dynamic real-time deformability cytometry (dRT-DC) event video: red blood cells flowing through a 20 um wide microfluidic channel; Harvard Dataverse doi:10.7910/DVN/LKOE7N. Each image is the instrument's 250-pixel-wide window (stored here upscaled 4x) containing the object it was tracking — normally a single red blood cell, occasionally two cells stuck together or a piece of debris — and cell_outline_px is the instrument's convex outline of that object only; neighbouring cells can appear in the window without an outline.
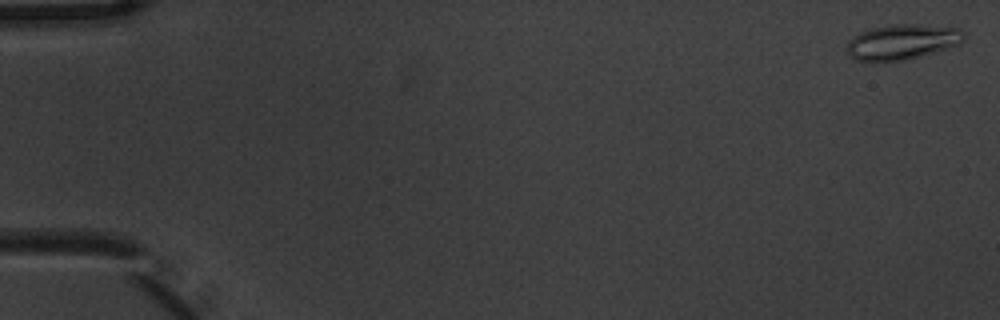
{"species": "common noctule bat (a hibernating species)", "species_latin": "Nyctalus noctula", "temperature_condition": "warm", "stored_images_in_passage": 6, "camera_frame_rate_fps": 3000, "um_per_image_px": 0.085, "animal": {"sex": "male", "body_mass_g": 20.1, "forearm_length_mm": 53.5}, "frame": {"image": 1, "passage_image": 1, "time_ms": 0.0, "image_size_px": [1000, 320], "cell_outline_px": [[964, 40], [960, 44], [948, 48], [904, 60], [856, 60], [848, 56], [848, 40], [852, 36], [860, 32], [872, 28], [896, 24], [916, 24], [960, 28], [964, 36]], "centroid_in_image_um": [76.69, 3.54], "position_along_channel_um": 8.3, "area_um2": 23.7}}
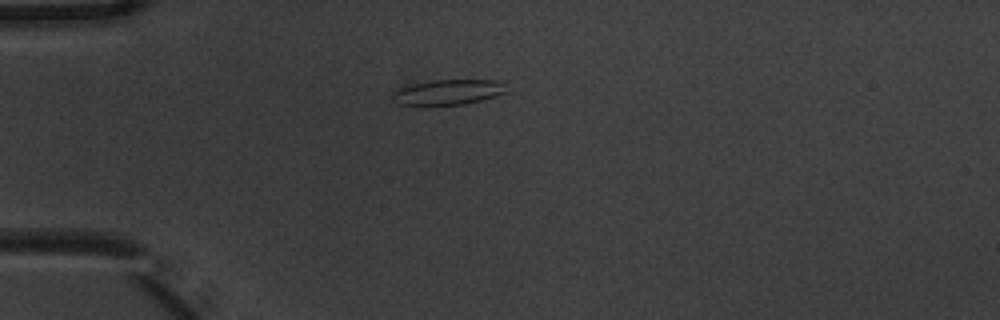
{"frame": {"image": 2, "passage_image": 5, "time_ms": 1.333, "image_size_px": [1000, 320], "cell_outline_px": [[508, 92], [480, 100], [464, 104], [428, 108], [420, 108], [396, 104], [392, 100], [392, 92], [412, 84], [432, 80], [500, 80], [504, 84]], "centroid_in_image_um": [38.0, 7.89], "position_along_channel_um": 47.0, "area_um2": 17.57}}